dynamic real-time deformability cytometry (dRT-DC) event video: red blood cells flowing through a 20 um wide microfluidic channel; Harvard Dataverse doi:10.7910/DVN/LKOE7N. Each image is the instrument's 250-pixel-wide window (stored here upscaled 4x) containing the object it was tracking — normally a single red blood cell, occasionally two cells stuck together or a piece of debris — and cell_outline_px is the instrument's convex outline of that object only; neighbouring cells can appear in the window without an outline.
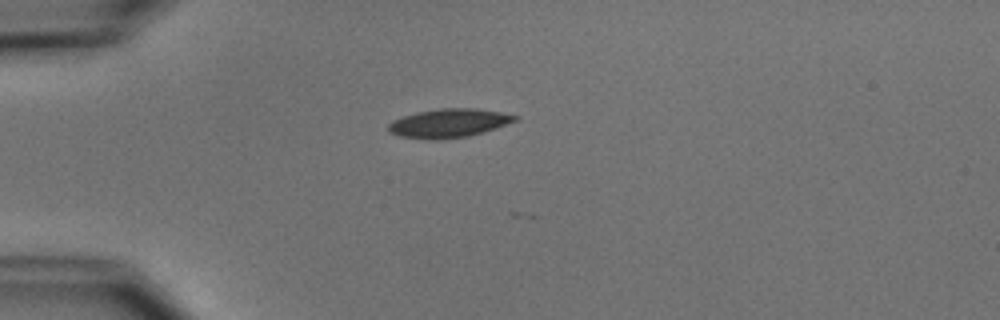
{"species": "common noctule bat (a hibernating species)", "species_latin": "Nyctalus noctula", "temperature_condition": "cold", "stored_images_in_passage": 2, "camera_frame_rate_fps": 3000, "um_per_image_px": 0.085, "animal": {"sex": "male", "body_mass_g": 15.6}, "frame": {"image": 1, "passage_image": 1, "time_ms": 0.0, "image_size_px": [1000, 320], "cell_outline_px": [[520, 116], [516, 120], [496, 128], [484, 132], [468, 136], [436, 140], [428, 140], [400, 136], [388, 132], [388, 124], [392, 120], [416, 112], [440, 108], [476, 108], [500, 112]], "centroid_in_image_um": [38.12, 10.47], "position_along_channel_um": 46.9, "area_um2": 21.27}}